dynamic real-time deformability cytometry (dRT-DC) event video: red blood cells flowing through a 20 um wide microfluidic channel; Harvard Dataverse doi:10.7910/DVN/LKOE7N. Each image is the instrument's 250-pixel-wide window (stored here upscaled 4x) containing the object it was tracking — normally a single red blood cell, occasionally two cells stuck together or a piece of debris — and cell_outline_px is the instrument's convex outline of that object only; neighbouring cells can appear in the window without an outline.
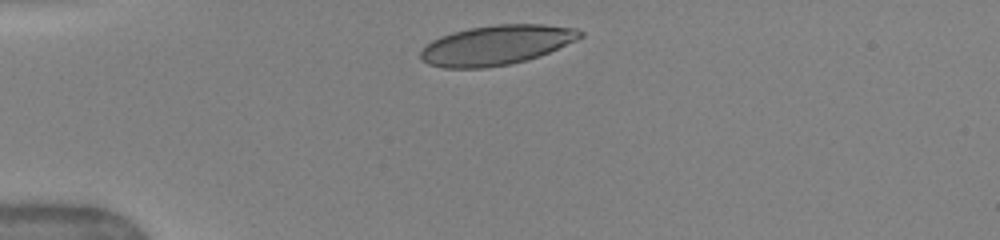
{"species": "human", "species_latin": "Homo sapiens", "temperature_condition": "warm", "stored_images_in_passage": 18, "camera_frame_rate_fps": 3000, "um_per_image_px": 0.085, "donor": {"sex": "female"}, "frame": {"image": 1, "passage_image": 1, "time_ms": 0.0, "image_size_px": [1000, 240], "cell_outline_px": [[584, 36], [576, 40], [540, 56], [528, 60], [512, 64], [484, 68], [444, 68], [428, 64], [420, 60], [420, 52], [432, 40], [440, 36], [452, 32], [468, 28], [496, 24], [544, 24], [576, 28], [584, 32]], "centroid_in_image_um": [42.2, 3.83], "position_along_channel_um": 42.8, "area_um2": 37.17}}
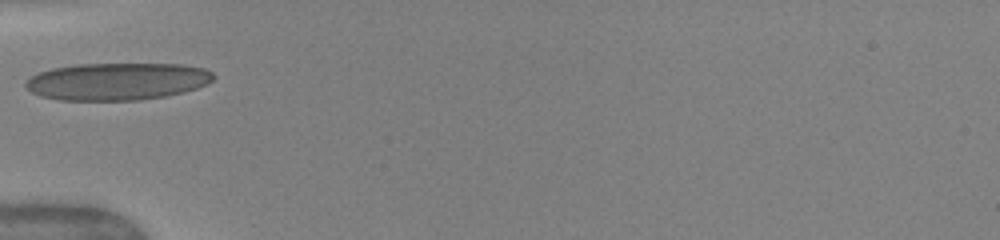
{"frame": {"image": 2, "passage_image": 3, "time_ms": 1.667, "image_size_px": [1000, 240], "cell_outline_px": [[216, 76], [208, 84], [184, 92], [164, 96], [136, 100], [60, 100], [40, 96], [32, 92], [24, 84], [32, 76], [40, 72], [52, 68], [76, 64], [180, 64], [204, 68], [212, 72]], "centroid_in_image_um": [9.98, 6.91], "position_along_channel_um": 75.0, "area_um2": 40.75}}
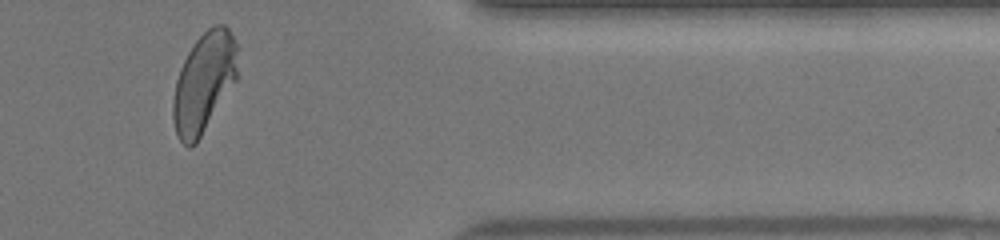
{"frame": {"image": 3, "passage_image": 16, "time_ms": 10.0, "image_size_px": [1000, 240], "cell_outline_px": [[236, 80], [196, 144], [192, 148], [188, 148], [180, 140], [176, 132], [172, 116], [172, 100], [176, 80], [180, 68], [192, 44], [212, 24], [224, 24], [228, 28], [236, 44]], "centroid_in_image_um": [17.3, 7.03], "position_along_channel_um": 394.1, "area_um2": 37.28}, "authors_computed_cell_mechanics": {"area_um2": 37.281, "velocity_mm_per_s": 4.0139, "shape_relaxation_time_tau1_ms": 2.7316, "shape_relaxation_time_tau2_ms": null, "deformation_change_tau1": 0.1473, "deformation_change_tau2": null}}